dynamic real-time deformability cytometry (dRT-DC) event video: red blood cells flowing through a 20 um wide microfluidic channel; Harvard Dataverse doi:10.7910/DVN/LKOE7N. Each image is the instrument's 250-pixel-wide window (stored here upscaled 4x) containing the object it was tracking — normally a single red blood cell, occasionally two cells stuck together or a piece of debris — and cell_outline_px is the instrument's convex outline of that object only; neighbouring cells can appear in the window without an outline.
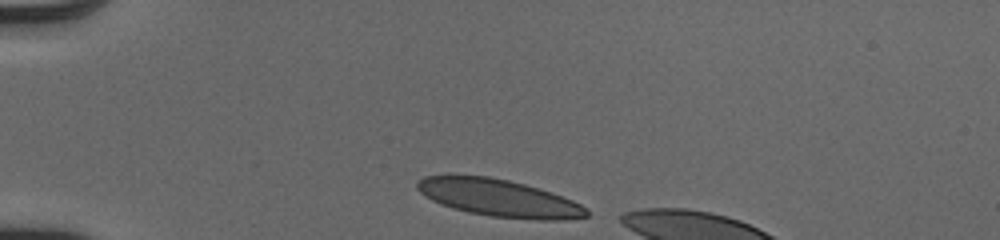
{"species": "human", "species_latin": "Homo sapiens", "temperature_condition": "cold", "stored_images_in_passage": 9, "camera_frame_rate_fps": 3000, "um_per_image_px": 0.085, "donor": {"sex": "male"}, "frame": {"image": 1, "passage_image": 1, "time_ms": 0.0, "image_size_px": [1000, 240], "cell_outline_px": [[588, 216], [564, 220], [540, 220], [492, 216], [468, 212], [452, 208], [440, 204], [424, 196], [416, 188], [416, 180], [424, 176], [488, 176], [508, 180], [524, 184], [572, 200], [588, 208]], "centroid_in_image_um": [42.38, 16.83], "position_along_channel_um": 42.6, "area_um2": 36.41}}
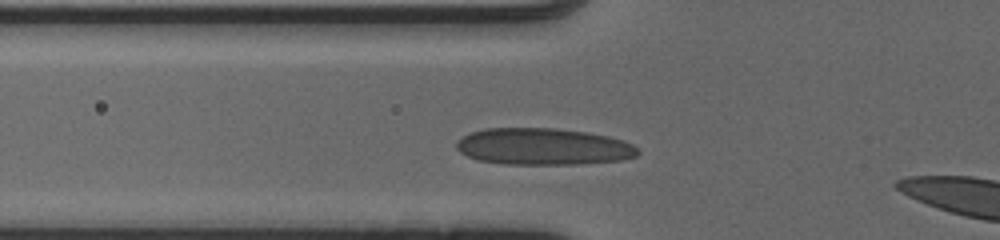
{"frame": {"image": 2, "passage_image": 7, "time_ms": 2.0, "image_size_px": [1000, 240], "cell_outline_px": [[640, 152], [636, 156], [624, 160], [576, 164], [508, 164], [480, 160], [468, 156], [460, 152], [456, 148], [456, 140], [472, 132], [484, 128], [556, 128], [588, 132], [608, 136], [624, 140], [632, 144]], "centroid_in_image_um": [46.2, 12.45], "position_along_channel_um": 79.6, "area_um2": 38.9}}